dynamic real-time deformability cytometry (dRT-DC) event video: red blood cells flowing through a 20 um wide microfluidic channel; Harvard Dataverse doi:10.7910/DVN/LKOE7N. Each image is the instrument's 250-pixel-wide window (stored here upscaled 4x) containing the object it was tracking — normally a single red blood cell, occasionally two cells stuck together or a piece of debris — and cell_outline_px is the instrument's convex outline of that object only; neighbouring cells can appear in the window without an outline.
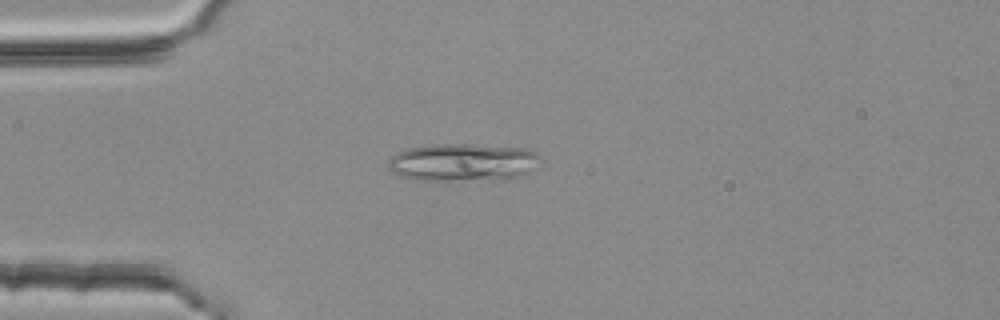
{"species": "common noctule bat (a hibernating species)", "species_latin": "Nyctalus noctula", "temperature_condition": "room temperature", "stored_images_in_passage": 2, "camera_frame_rate_fps": 3000, "um_per_image_px": 0.085, "animal": {"sex": "female", "body_mass_g": 25.1}, "frame": {"image": 1, "passage_image": 2, "time_ms": 0.333, "image_size_px": [1000, 320], "cell_outline_px": [[540, 156], [528, 172], [508, 180], [416, 180], [400, 176], [392, 172], [388, 168], [388, 160], [396, 152], [404, 148], [432, 144], [476, 144], [528, 148], [536, 152]], "centroid_in_image_um": [39.29, 13.79], "position_along_channel_um": 45.7, "area_um2": 33.87}}